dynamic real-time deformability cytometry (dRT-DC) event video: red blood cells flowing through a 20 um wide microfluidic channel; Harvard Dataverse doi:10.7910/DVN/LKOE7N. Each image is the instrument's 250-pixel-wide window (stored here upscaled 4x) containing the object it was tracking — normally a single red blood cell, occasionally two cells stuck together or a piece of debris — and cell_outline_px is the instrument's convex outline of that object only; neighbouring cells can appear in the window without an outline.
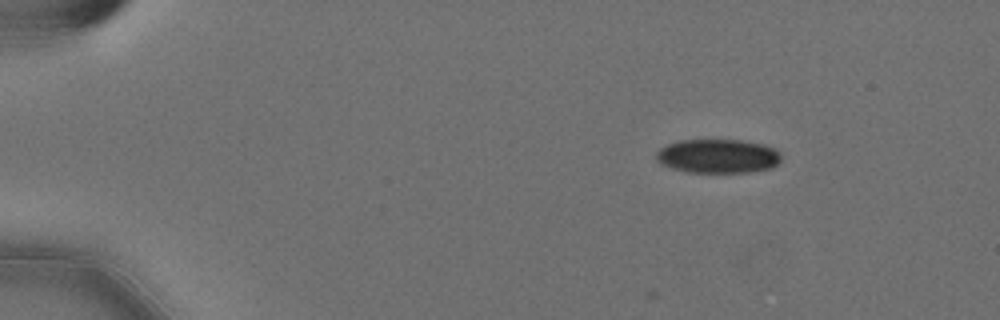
{"species": "Egyptian fruit bat (a non-hibernating species)", "species_latin": "Rousettus aegyptiacus", "temperature_condition": "cold", "stored_images_in_passage": 50, "camera_frame_rate_fps": 3000, "um_per_image_px": 0.085, "animal": {"sex": "female"}, "frame": {"image": 1, "passage_image": 1, "time_ms": 0.0, "image_size_px": [1000, 320], "cell_outline_px": [[780, 160], [772, 168], [748, 172], [688, 172], [672, 168], [660, 164], [656, 160], [656, 152], [660, 148], [668, 144], [680, 140], [740, 140], [764, 144], [776, 148], [780, 152]], "centroid_in_image_um": [61.02, 13.26], "position_along_channel_um": 24.0, "area_um2": 24.85}}
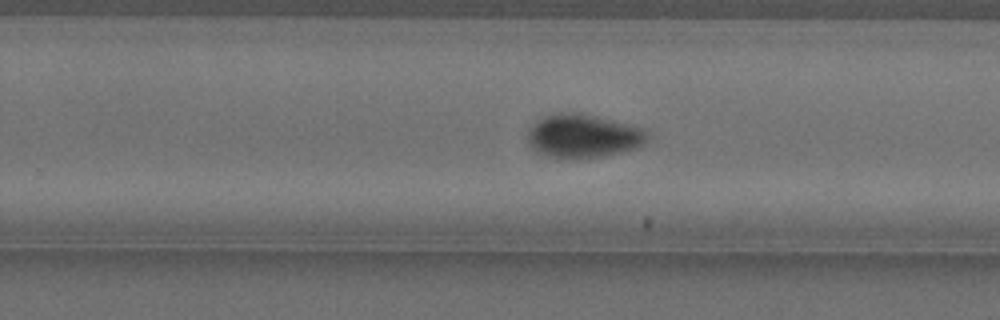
{"frame": {"image": 2, "passage_image": 30, "time_ms": 9.667, "image_size_px": [1000, 320], "cell_outline_px": [[648, 140], [640, 148], [604, 156], [564, 160], [556, 160], [536, 152], [528, 144], [528, 132], [532, 124], [536, 120], [544, 116], [560, 112], [580, 112], [644, 128], [648, 132]], "centroid_in_image_um": [49.56, 11.58], "position_along_channel_um": 280.2, "area_um2": 31.21}}
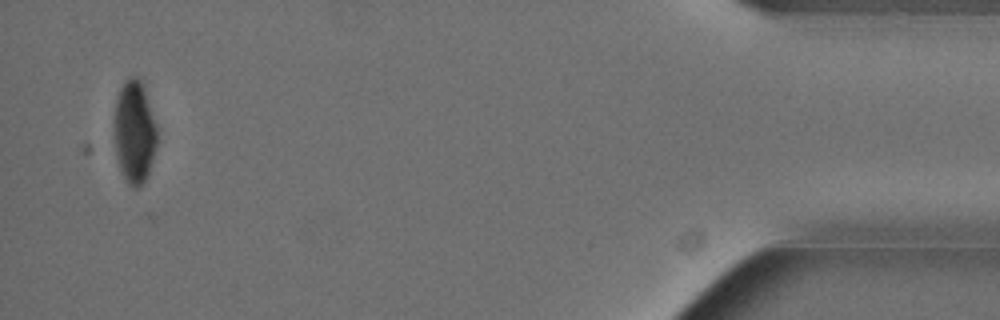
{"frame": {"image": 3, "passage_image": 48, "time_ms": 15.667, "image_size_px": [1000, 320], "cell_outline_px": [[156, 148], [148, 176], [136, 188], [132, 188], [124, 180], [116, 160], [112, 132], [112, 124], [116, 96], [124, 80], [128, 76], [136, 76], [144, 84], [156, 124]], "centroid_in_image_um": [11.37, 11.19], "position_along_channel_um": 423.8, "area_um2": 26.7}, "authors_computed_cell_mechanics": {"area_um2": 28.3509, "velocity_mm_per_s": 3.5943, "shape_relaxation_time_tau1_ms": 3.7183, "shape_relaxation_time_tau2_ms": null, "deformation_change_tau1": 0.125, "deformation_change_tau2": null}}